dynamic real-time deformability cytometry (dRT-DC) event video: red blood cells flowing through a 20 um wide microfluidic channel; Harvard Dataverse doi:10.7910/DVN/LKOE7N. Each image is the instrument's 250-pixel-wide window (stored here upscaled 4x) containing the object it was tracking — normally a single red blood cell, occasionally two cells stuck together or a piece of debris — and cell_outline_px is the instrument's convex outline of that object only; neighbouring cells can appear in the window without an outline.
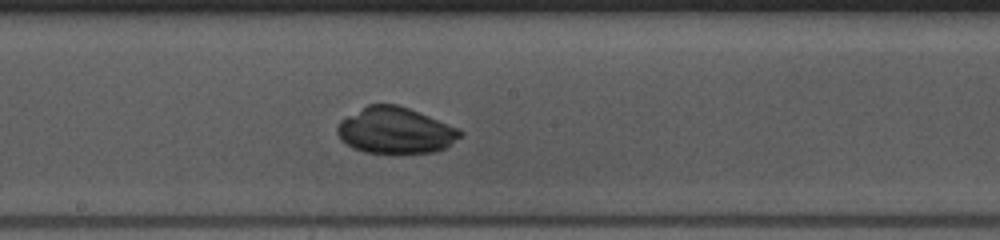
{"species": "common noctule bat (a hibernating species)", "species_latin": "Nyctalus noctula", "temperature_condition": "warm", "stored_images_in_passage": 30, "camera_frame_rate_fps": 3000, "um_per_image_px": 0.085, "animal": {"sex": "female", "body_mass_g": 10.0, "forearm_length_mm": 53.1}, "frame": {"image": 1, "passage_image": 14, "time_ms": 4.333, "image_size_px": [1000, 240], "cell_outline_px": [[464, 132], [460, 136], [444, 148], [436, 152], [364, 152], [352, 148], [340, 140], [336, 132], [336, 128], [340, 120], [368, 104], [396, 104], [408, 108], [428, 116], [456, 128]], "centroid_in_image_um": [33.53, 11.08], "position_along_channel_um": 214.7, "area_um2": 32.6}}
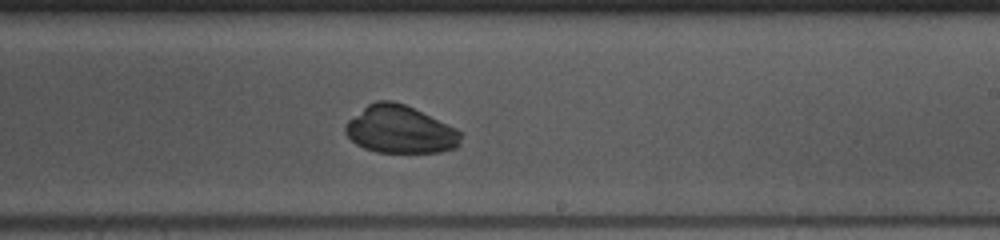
{"frame": {"image": 2, "passage_image": 17, "time_ms": 5.333, "image_size_px": [1000, 240], "cell_outline_px": [[464, 132], [460, 144], [456, 148], [440, 152], [376, 152], [364, 148], [356, 144], [344, 132], [344, 128], [348, 120], [368, 104], [376, 100], [392, 100], [404, 104], [456, 128]], "centroid_in_image_um": [34.02, 11.02], "position_along_channel_um": 255.0, "area_um2": 32.08}}
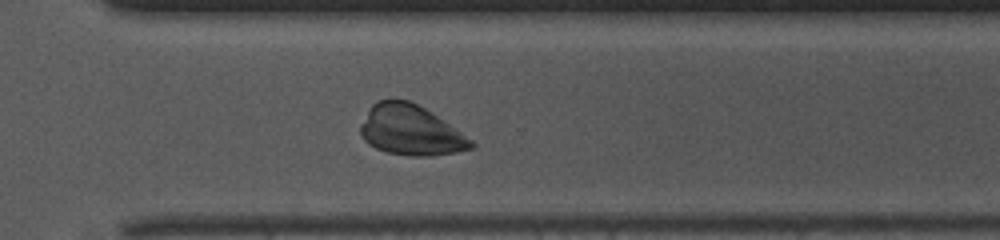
{"frame": {"image": 3, "passage_image": 23, "time_ms": 7.333, "image_size_px": [1000, 240], "cell_outline_px": [[476, 144], [472, 148], [456, 152], [432, 156], [412, 156], [388, 152], [376, 148], [368, 144], [360, 136], [360, 124], [368, 108], [372, 104], [380, 100], [408, 100], [432, 112], [456, 128], [472, 140]], "centroid_in_image_um": [34.89, 11.08], "position_along_channel_um": 335.7, "area_um2": 32.37}}